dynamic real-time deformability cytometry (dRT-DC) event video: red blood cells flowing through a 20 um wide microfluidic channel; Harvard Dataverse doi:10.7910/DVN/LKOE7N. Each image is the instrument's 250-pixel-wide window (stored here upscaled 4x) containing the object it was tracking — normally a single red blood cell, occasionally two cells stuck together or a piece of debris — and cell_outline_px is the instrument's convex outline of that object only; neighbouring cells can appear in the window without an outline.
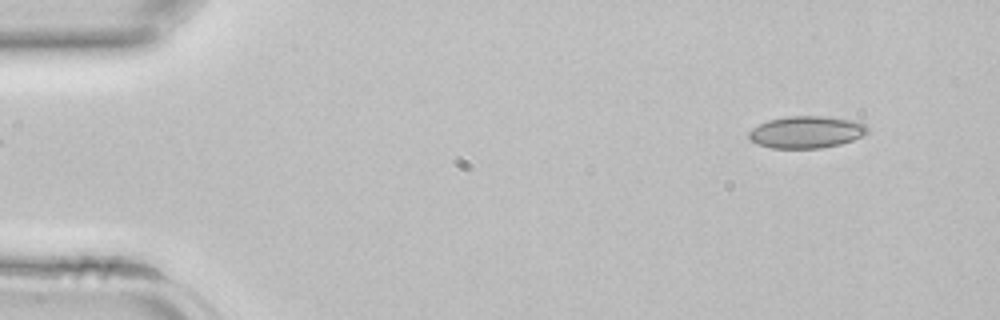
{"species": "common noctule bat (a hibernating species)", "species_latin": "Nyctalus noctula", "temperature_condition": "room temperature", "stored_images_in_passage": 39, "camera_frame_rate_fps": 3000, "um_per_image_px": 0.085, "animal": {"sex": "female", "body_mass_g": 22.7, "forearm_length_mm": 54.2}, "frame": {"image": 1, "passage_image": 1, "time_ms": 0.0, "image_size_px": [1000, 320], "cell_outline_px": [[868, 132], [852, 140], [840, 144], [820, 148], [772, 148], [756, 144], [748, 140], [748, 132], [752, 128], [768, 120], [788, 116], [828, 116], [852, 120], [868, 124]], "centroid_in_image_um": [68.52, 11.22], "position_along_channel_um": 16.5, "area_um2": 22.31}}
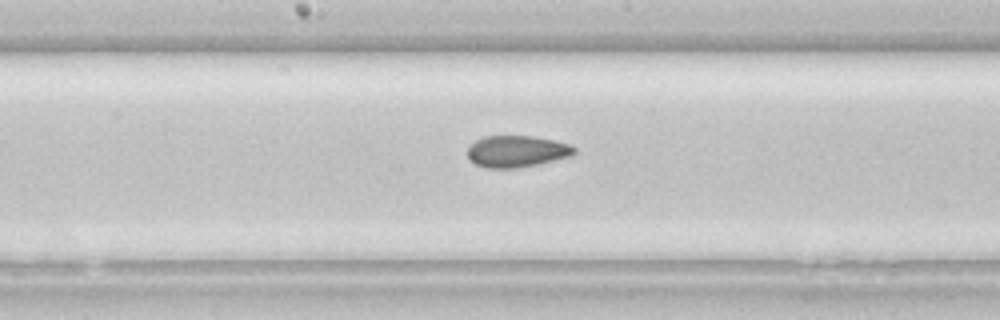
{"frame": {"image": 2, "passage_image": 19, "time_ms": 6.0, "image_size_px": [1000, 320], "cell_outline_px": [[576, 152], [572, 156], [536, 164], [516, 168], [488, 168], [476, 164], [468, 160], [468, 148], [476, 140], [484, 136], [532, 136], [552, 140], [568, 144], [576, 148]], "centroid_in_image_um": [43.91, 12.87], "position_along_channel_um": 204.3, "area_um2": 19.54}}
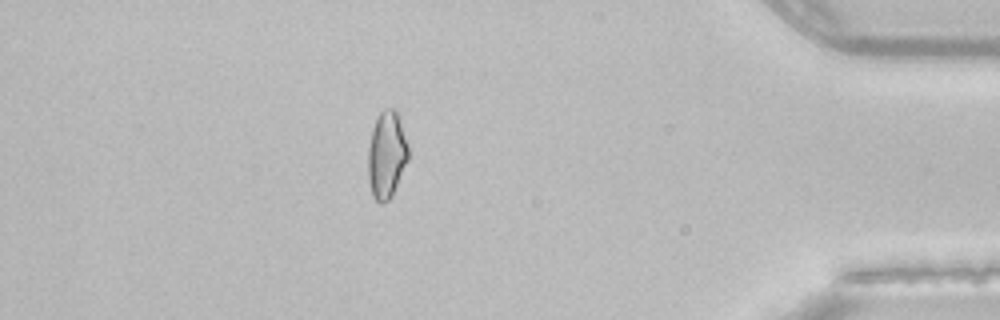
{"frame": {"image": 3, "passage_image": 34, "time_ms": 11.0, "image_size_px": [1000, 320], "cell_outline_px": [[408, 160], [392, 196], [384, 204], [380, 204], [372, 196], [368, 180], [368, 148], [372, 128], [380, 112], [384, 108], [396, 108], [408, 144]], "centroid_in_image_um": [32.86, 13.17], "position_along_channel_um": 402.3, "area_um2": 20.63}}